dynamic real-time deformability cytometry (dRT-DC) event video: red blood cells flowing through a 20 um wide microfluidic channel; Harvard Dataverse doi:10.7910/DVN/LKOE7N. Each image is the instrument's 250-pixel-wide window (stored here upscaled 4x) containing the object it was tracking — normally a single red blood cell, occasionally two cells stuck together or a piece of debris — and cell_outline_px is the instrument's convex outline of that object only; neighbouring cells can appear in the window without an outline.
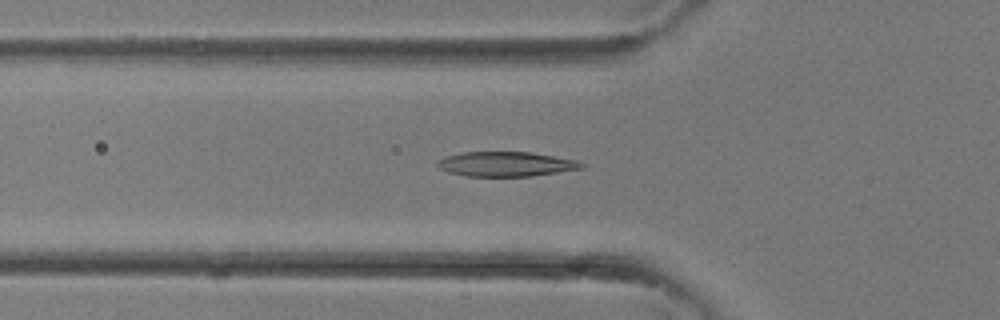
{"species": "common noctule bat (a hibernating species)", "species_latin": "Nyctalus noctula", "temperature_condition": "room temperature", "stored_images_in_passage": 37, "camera_frame_rate_fps": 3000, "um_per_image_px": 0.085, "animal": {"sex": "female"}, "frame": {"image": 1, "passage_image": 13, "time_ms": 4.0, "image_size_px": [1000, 320], "cell_outline_px": [[584, 168], [532, 176], [464, 176], [448, 172], [440, 168], [436, 164], [436, 160], [444, 156], [464, 152], [532, 152], [576, 160], [584, 164]], "centroid_in_image_um": [42.97, 13.94], "position_along_channel_um": 82.8, "area_um2": 20.81}}
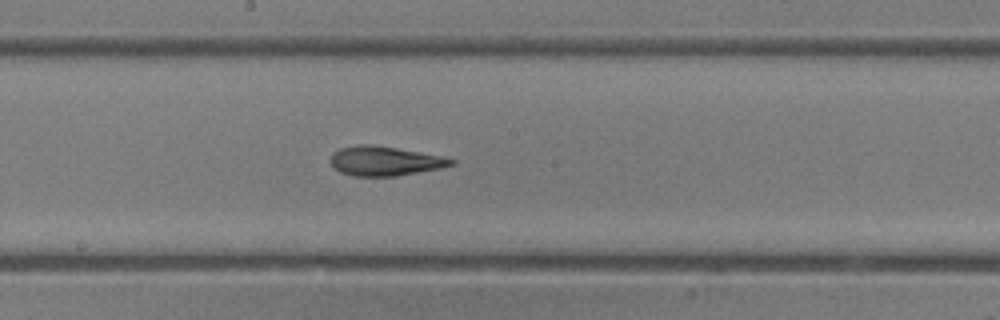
{"frame": {"image": 2, "passage_image": 20, "time_ms": 6.333, "image_size_px": [1000, 320], "cell_outline_px": [[456, 164], [440, 168], [396, 176], [352, 176], [340, 172], [332, 168], [332, 156], [340, 148], [360, 144], [372, 144], [396, 148], [440, 156], [456, 160]], "centroid_in_image_um": [32.7, 13.69], "position_along_channel_um": 215.5, "area_um2": 20.46}}
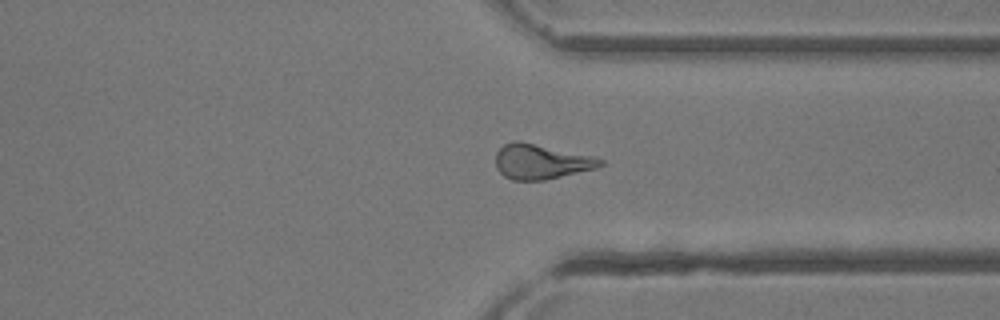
{"frame": {"image": 3, "passage_image": 28, "time_ms": 9.0, "image_size_px": [1000, 320], "cell_outline_px": [[604, 164], [596, 168], [544, 180], [512, 180], [504, 176], [496, 168], [496, 152], [504, 144], [516, 140], [596, 156], [604, 160]], "centroid_in_image_um": [46.0, 13.73], "position_along_channel_um": 365.4, "area_um2": 21.27}}